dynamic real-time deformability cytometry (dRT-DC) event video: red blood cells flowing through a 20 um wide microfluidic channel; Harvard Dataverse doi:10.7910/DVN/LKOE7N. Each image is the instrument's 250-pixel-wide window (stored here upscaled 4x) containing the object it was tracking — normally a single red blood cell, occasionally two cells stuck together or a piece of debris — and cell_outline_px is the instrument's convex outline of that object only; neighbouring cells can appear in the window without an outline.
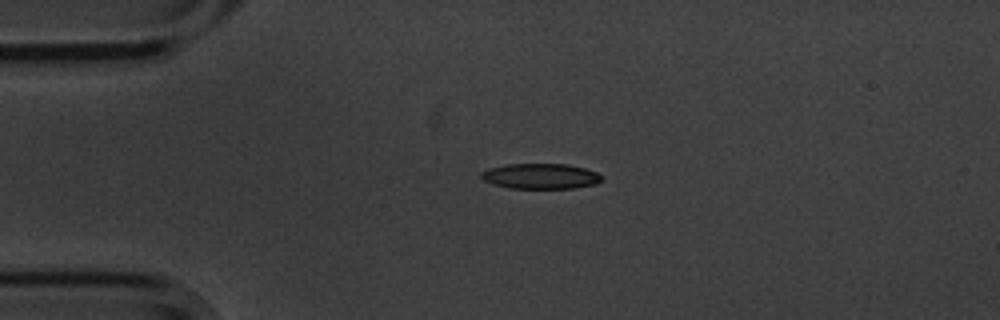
{"species": "common noctule bat (a hibernating species)", "species_latin": "Nyctalus noctula", "temperature_condition": "cold", "stored_images_in_passage": 4, "camera_frame_rate_fps": 3000, "um_per_image_px": 0.085, "animal": {"sex": "male", "body_mass_g": 20.1, "forearm_length_mm": 53.5}, "frame": {"image": 1, "passage_image": 3, "time_ms": 0.667, "image_size_px": [1000, 320], "cell_outline_px": [[604, 176], [596, 184], [576, 188], [508, 188], [492, 184], [484, 180], [480, 176], [480, 172], [488, 168], [504, 164], [568, 164], [584, 168], [596, 172]], "centroid_in_image_um": [45.93, 14.97], "position_along_channel_um": 39.1, "area_um2": 17.98}}